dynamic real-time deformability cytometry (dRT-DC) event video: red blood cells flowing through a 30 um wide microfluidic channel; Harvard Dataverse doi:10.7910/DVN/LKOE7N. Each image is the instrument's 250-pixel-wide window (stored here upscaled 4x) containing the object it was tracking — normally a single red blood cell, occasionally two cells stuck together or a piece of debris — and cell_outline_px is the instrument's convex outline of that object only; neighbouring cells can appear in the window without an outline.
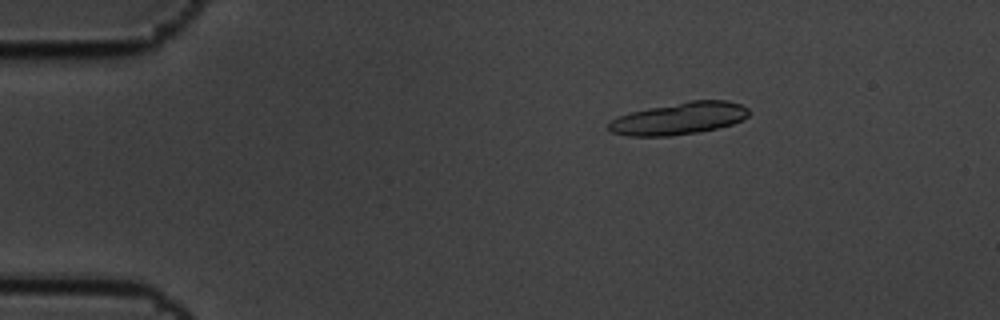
{"species": "common noctule bat (a hibernating species)", "species_latin": "Nyctalus noctula", "temperature_condition": "cold", "stored_images_in_passage": 9, "segment_of_instrument_passage": [1, 2], "camera_frame_rate_fps": 3000, "um_per_image_px": 0.085, "animal": {"sex": "male", "body_mass_g": 19.5, "forearm_length_mm": 54.6}, "frame": {"image": 1, "passage_image": 3, "time_ms": 0.667, "image_size_px": [1000, 320], "cell_outline_px": [[748, 116], [732, 124], [716, 128], [696, 132], [672, 136], [628, 136], [612, 132], [608, 128], [608, 124], [612, 120], [620, 116], [632, 112], [648, 108], [692, 100], [728, 100], [740, 104], [748, 108]], "centroid_in_image_um": [57.73, 10.07], "position_along_channel_um": 27.3, "area_um2": 25.95}}